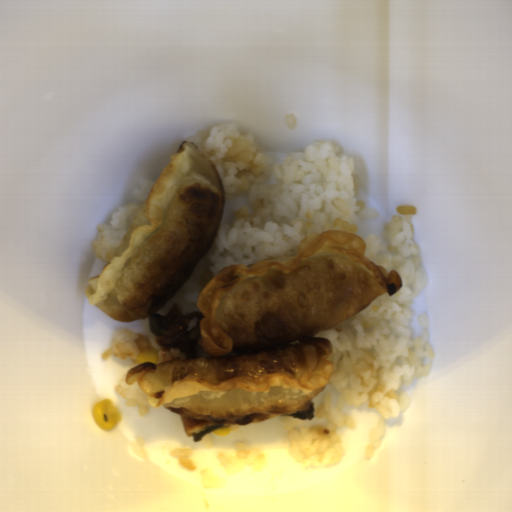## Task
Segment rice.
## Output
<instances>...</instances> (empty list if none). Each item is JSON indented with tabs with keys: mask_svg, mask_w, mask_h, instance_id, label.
Listing matches in <instances>:
<instances>
[{
	"mask_svg": "<svg viewBox=\"0 0 512 512\" xmlns=\"http://www.w3.org/2000/svg\"><path fill=\"white\" fill-rule=\"evenodd\" d=\"M158 179H144L136 187L131 201L119 207L116 213L103 224L97 225V236L91 245L98 259L109 264L116 249L121 245L129 228L140 212L145 200Z\"/></svg>",
	"mask_w": 512,
	"mask_h": 512,
	"instance_id": "8eca5e8b",
	"label": "rice"
},
{
	"mask_svg": "<svg viewBox=\"0 0 512 512\" xmlns=\"http://www.w3.org/2000/svg\"><path fill=\"white\" fill-rule=\"evenodd\" d=\"M199 479L204 490H220L227 485L226 481L215 476L206 467L200 472Z\"/></svg>",
	"mask_w": 512,
	"mask_h": 512,
	"instance_id": "a3056103",
	"label": "rice"
},
{
	"mask_svg": "<svg viewBox=\"0 0 512 512\" xmlns=\"http://www.w3.org/2000/svg\"><path fill=\"white\" fill-rule=\"evenodd\" d=\"M187 143L216 170L224 211L207 252L155 313L176 304L182 315L202 313L197 298L223 269L300 254L326 231L355 235L364 219L382 215L360 196L363 177L355 159L332 140L318 139L282 165L230 121L200 129Z\"/></svg>",
	"mask_w": 512,
	"mask_h": 512,
	"instance_id": "652b925c",
	"label": "rice"
},
{
	"mask_svg": "<svg viewBox=\"0 0 512 512\" xmlns=\"http://www.w3.org/2000/svg\"><path fill=\"white\" fill-rule=\"evenodd\" d=\"M216 458L223 473L227 476H236L244 468L260 472L267 462L265 453L261 450H252L243 442L234 444L232 452L216 453Z\"/></svg>",
	"mask_w": 512,
	"mask_h": 512,
	"instance_id": "b023fe2a",
	"label": "rice"
},
{
	"mask_svg": "<svg viewBox=\"0 0 512 512\" xmlns=\"http://www.w3.org/2000/svg\"><path fill=\"white\" fill-rule=\"evenodd\" d=\"M416 205L398 207L385 222L383 236H370L365 254L389 273L397 271L401 289L384 294L314 338L330 341L333 367L323 391L310 400L314 419L277 414L285 427L287 453L309 469L342 464L346 452L342 429L356 428L344 409L364 405L378 411L364 457L376 455L389 422L407 410L406 391L415 380L431 375L435 350L429 340L427 313L414 336L409 323L412 302L426 287L424 255L411 219Z\"/></svg>",
	"mask_w": 512,
	"mask_h": 512,
	"instance_id": "023b6e5f",
	"label": "rice"
},
{
	"mask_svg": "<svg viewBox=\"0 0 512 512\" xmlns=\"http://www.w3.org/2000/svg\"><path fill=\"white\" fill-rule=\"evenodd\" d=\"M144 327L143 333L118 329L108 339L107 349L102 354V360H109L112 357L126 358L137 367V361L141 352L156 351L159 359L157 366L163 363L162 348L156 343L155 336L149 327L148 316L141 319Z\"/></svg>",
	"mask_w": 512,
	"mask_h": 512,
	"instance_id": "acb35da6",
	"label": "rice"
},
{
	"mask_svg": "<svg viewBox=\"0 0 512 512\" xmlns=\"http://www.w3.org/2000/svg\"><path fill=\"white\" fill-rule=\"evenodd\" d=\"M115 394L122 398L127 407L135 408L142 417L147 416L151 404L148 401V394L138 387V380L132 385L127 384L126 378L119 381Z\"/></svg>",
	"mask_w": 512,
	"mask_h": 512,
	"instance_id": "e3fd555f",
	"label": "rice"
},
{
	"mask_svg": "<svg viewBox=\"0 0 512 512\" xmlns=\"http://www.w3.org/2000/svg\"><path fill=\"white\" fill-rule=\"evenodd\" d=\"M192 453L193 451L183 447L171 452L170 457L175 458L179 466L182 467L184 470L191 472L195 470L196 467L195 463L189 459Z\"/></svg>",
	"mask_w": 512,
	"mask_h": 512,
	"instance_id": "f2f60c81",
	"label": "rice"
}]
</instances>
